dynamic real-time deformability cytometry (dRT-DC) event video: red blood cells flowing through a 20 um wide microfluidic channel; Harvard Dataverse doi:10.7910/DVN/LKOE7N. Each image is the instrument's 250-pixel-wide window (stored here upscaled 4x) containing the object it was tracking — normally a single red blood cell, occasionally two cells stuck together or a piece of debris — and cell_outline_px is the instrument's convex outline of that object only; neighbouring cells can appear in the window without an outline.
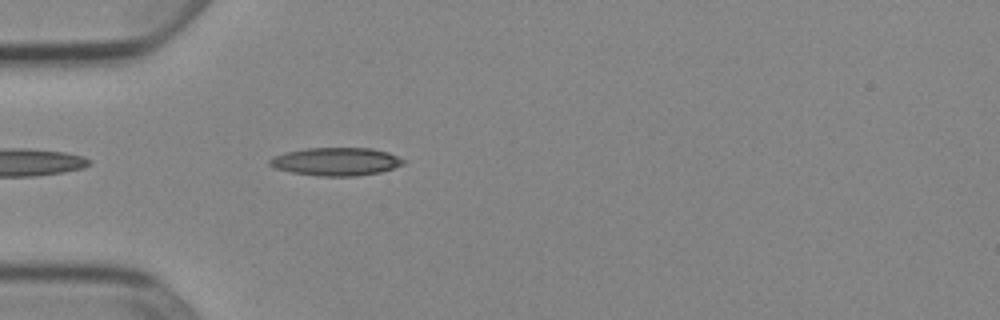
{"species": "Egyptian fruit bat (a non-hibernating species)", "species_latin": "Rousettus aegyptiacus", "temperature_condition": "cold", "stored_images_in_passage": 6, "camera_frame_rate_fps": 3000, "um_per_image_px": 0.085, "animal": {"sex": "female"}, "frame": {"image": 1, "passage_image": 2, "time_ms": 0.333, "image_size_px": [1000, 320], "cell_outline_px": [[404, 164], [380, 172], [356, 176], [320, 176], [292, 172], [272, 168], [268, 164], [268, 160], [272, 156], [284, 152], [304, 148], [372, 148], [388, 152], [404, 160]], "centroid_in_image_um": [28.49, 13.73], "position_along_channel_um": 56.5, "area_um2": 21.96}}